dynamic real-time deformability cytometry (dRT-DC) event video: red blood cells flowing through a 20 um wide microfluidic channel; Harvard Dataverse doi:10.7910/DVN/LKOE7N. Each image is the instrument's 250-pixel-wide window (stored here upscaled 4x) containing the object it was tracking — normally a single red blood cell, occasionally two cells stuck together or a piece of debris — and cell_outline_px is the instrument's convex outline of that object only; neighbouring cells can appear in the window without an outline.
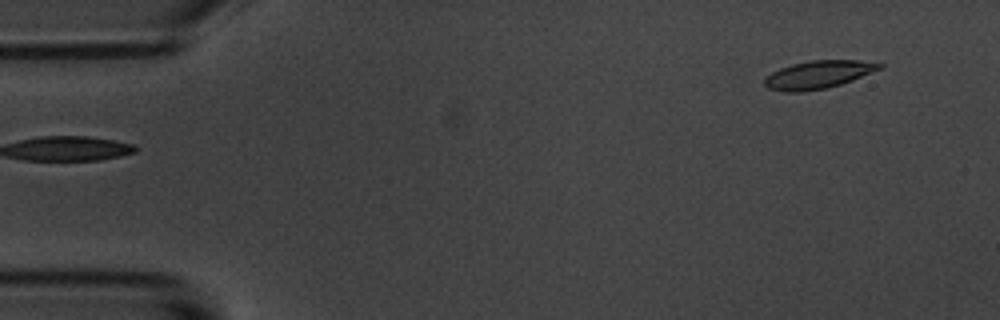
{"species": "common noctule bat (a hibernating species)", "species_latin": "Nyctalus noctula", "temperature_condition": "room temperature", "stored_images_in_passage": 3, "camera_frame_rate_fps": 3000, "um_per_image_px": 0.085, "animal": {"sex": "male", "body_mass_g": 20.1, "forearm_length_mm": 53.5}, "frame": {"image": 1, "passage_image": 3, "time_ms": 2.333, "image_size_px": [1000, 320], "cell_outline_px": [[884, 68], [852, 80], [840, 84], [824, 88], [800, 92], [784, 92], [768, 88], [764, 84], [764, 80], [772, 72], [780, 68], [792, 64], [812, 60], [856, 60], [884, 64]], "centroid_in_image_um": [69.56, 6.34], "position_along_channel_um": 15.4, "area_um2": 18.55}}